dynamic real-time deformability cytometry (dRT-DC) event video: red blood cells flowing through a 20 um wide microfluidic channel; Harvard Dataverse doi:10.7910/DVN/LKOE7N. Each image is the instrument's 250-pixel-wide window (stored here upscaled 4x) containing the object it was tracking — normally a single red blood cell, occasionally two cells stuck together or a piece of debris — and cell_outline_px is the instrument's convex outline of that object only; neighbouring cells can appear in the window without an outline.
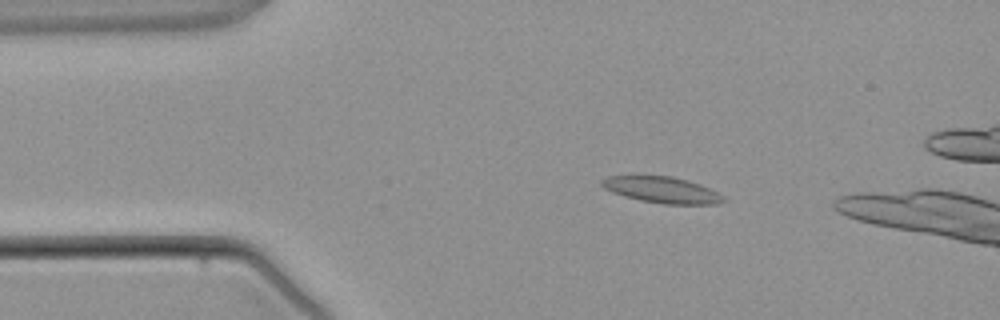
{"species": "common noctule bat (a hibernating species)", "species_latin": "Nyctalus noctula", "temperature_condition": "warm", "stored_images_in_passage": 2, "camera_frame_rate_fps": 3000, "um_per_image_px": 0.085, "animal": {"sex": "male", "body_mass_g": 21.5, "forearm_length_mm": 52.0}, "frame": {"image": 1, "passage_image": 1, "time_ms": 0.0, "image_size_px": [1000, 320], "cell_outline_px": [[728, 200], [716, 204], [664, 204], [640, 200], [624, 196], [612, 192], [604, 188], [600, 184], [600, 180], [608, 176], [632, 172], [640, 172], [672, 176], [688, 180], [700, 184], [724, 196]], "centroid_in_image_um": [56.16, 16.07], "position_along_channel_um": 28.8, "area_um2": 19.59}}